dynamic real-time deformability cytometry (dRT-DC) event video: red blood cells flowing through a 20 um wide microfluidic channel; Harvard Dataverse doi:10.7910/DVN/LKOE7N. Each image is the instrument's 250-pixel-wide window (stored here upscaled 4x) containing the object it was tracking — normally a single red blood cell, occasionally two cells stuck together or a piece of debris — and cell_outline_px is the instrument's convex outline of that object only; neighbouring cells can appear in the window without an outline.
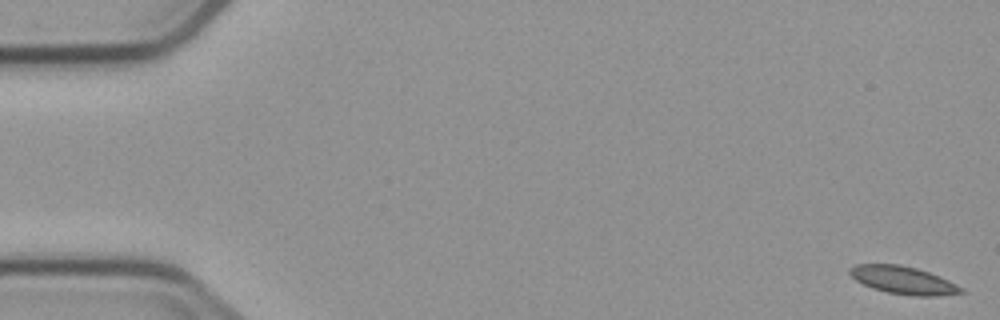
{"species": "common noctule bat (a hibernating species)", "species_latin": "Nyctalus noctula", "temperature_condition": "cold", "stored_images_in_passage": 5, "camera_frame_rate_fps": 3000, "um_per_image_px": 0.085, "animal": {"sex": "male", "body_mass_g": 23.1, "forearm_length_mm": 52.7}, "frame": {"image": 1, "passage_image": 1, "time_ms": 0.0, "image_size_px": [1000, 320], "cell_outline_px": [[968, 292], [940, 296], [912, 296], [888, 292], [872, 288], [856, 280], [848, 272], [848, 268], [856, 264], [900, 264], [916, 268], [940, 276], [964, 288]], "centroid_in_image_um": [76.81, 23.82], "position_along_channel_um": 8.2, "area_um2": 18.15}}